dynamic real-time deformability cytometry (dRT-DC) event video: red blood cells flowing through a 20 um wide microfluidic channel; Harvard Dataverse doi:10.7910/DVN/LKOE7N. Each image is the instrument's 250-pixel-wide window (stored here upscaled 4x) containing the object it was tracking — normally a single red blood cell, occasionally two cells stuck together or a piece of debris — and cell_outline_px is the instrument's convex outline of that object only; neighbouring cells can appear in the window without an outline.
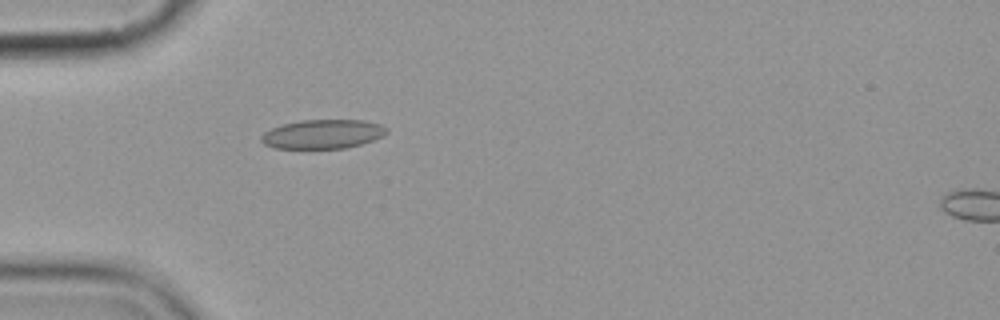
{"species": "common noctule bat (a hibernating species)", "species_latin": "Nyctalus noctula", "temperature_condition": "cold", "stored_images_in_passage": 4, "camera_frame_rate_fps": 3000, "um_per_image_px": 0.085, "animal": {"sex": "female", "body_mass_g": 19.9}, "frame": {"image": 1, "passage_image": 3, "time_ms": 2.333, "image_size_px": [1000, 320], "cell_outline_px": [[388, 132], [384, 136], [360, 144], [344, 148], [272, 148], [264, 144], [260, 140], [260, 136], [264, 132], [280, 124], [300, 120], [364, 120], [380, 124], [388, 128]], "centroid_in_image_um": [27.41, 11.39], "position_along_channel_um": 57.6, "area_um2": 21.39}}